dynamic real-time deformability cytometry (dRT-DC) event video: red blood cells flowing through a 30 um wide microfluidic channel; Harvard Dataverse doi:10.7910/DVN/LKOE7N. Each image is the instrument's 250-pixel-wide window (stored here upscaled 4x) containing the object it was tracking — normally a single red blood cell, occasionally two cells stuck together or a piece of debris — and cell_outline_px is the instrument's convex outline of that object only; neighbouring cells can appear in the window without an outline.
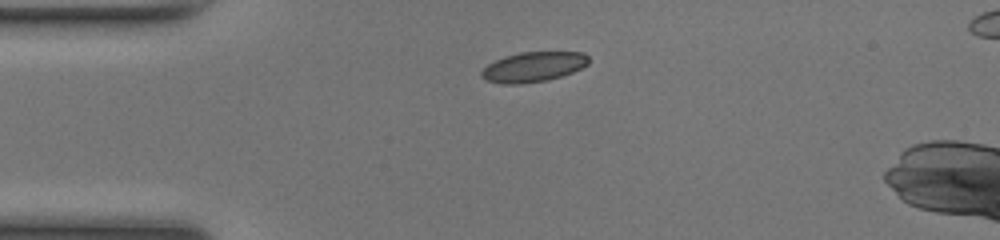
{"species": "common noctule bat (a hibernating species)", "species_latin": "Nyctalus noctula", "temperature_condition": "room temperature", "stored_images_in_passage": 40, "camera_frame_rate_fps": 3000, "um_per_image_px": 0.085, "animal": {"sex": "female", "body_mass_g": 17.0, "forearm_length_mm": 48.0}, "frame": {"image": 1, "passage_image": 1, "time_ms": 0.0, "image_size_px": [1000, 240], "cell_outline_px": [[588, 64], [572, 72], [548, 80], [520, 84], [500, 84], [488, 80], [480, 76], [480, 72], [488, 64], [504, 56], [520, 52], [584, 52], [588, 56]], "centroid_in_image_um": [45.31, 5.68], "position_along_channel_um": 39.7, "area_um2": 18.67}}
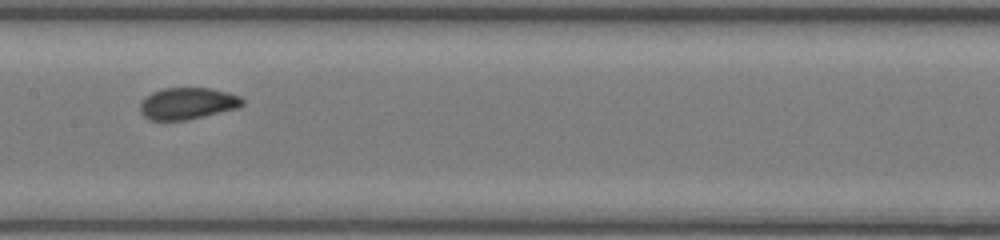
{"frame": {"image": 2, "passage_image": 14, "time_ms": 4.333, "image_size_px": [1000, 240], "cell_outline_px": [[244, 104], [236, 108], [188, 120], [148, 120], [140, 112], [140, 104], [152, 92], [164, 88], [212, 88], [228, 92], [240, 96], [244, 100]], "centroid_in_image_um": [15.95, 8.79], "position_along_channel_um": 191.5, "area_um2": 18.84}}
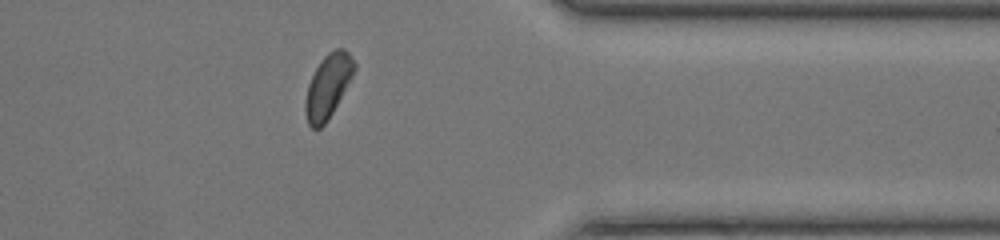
{"frame": {"image": 3, "passage_image": 29, "time_ms": 9.333, "image_size_px": [1000, 240], "cell_outline_px": [[356, 68], [352, 76], [328, 120], [320, 128], [312, 128], [308, 124], [304, 108], [304, 100], [308, 84], [320, 60], [328, 52], [336, 48], [344, 48], [348, 52], [356, 64]], "centroid_in_image_um": [27.86, 7.31], "position_along_channel_um": 383.5, "area_um2": 18.03}, "authors_computed_cell_mechanics": {"area_um2": 18.496, "velocity_mm_per_s": 4.138, "shape_relaxation_time_tau1_ms": 2.2341, "shape_relaxation_time_tau2_ms": 3.8398, "deformation_change_tau1": 0.0763, "deformation_change_tau2": 0.0781}}